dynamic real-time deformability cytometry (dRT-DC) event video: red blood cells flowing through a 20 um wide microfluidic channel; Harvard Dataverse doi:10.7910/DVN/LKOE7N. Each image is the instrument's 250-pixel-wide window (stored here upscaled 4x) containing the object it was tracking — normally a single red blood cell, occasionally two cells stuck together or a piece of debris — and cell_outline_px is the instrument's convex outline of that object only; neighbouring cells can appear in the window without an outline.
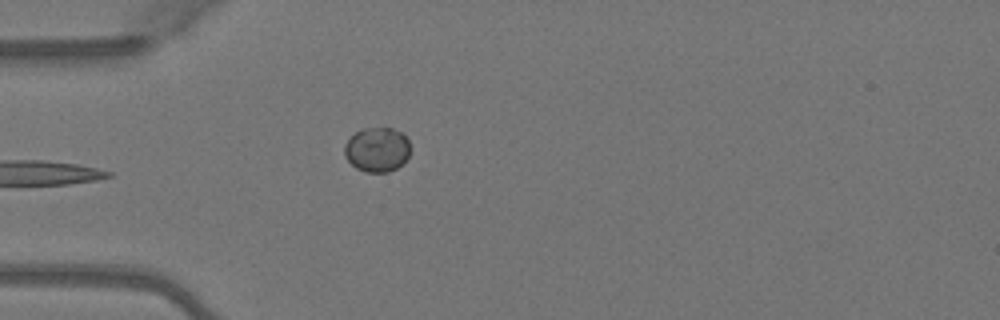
{"species": "Egyptian fruit bat (a non-hibernating species)", "species_latin": "Rousettus aegyptiacus", "temperature_condition": "warm", "stored_images_in_passage": 2, "camera_frame_rate_fps": 3000, "um_per_image_px": 0.085, "animal": {"sex": "female"}, "frame": {"image": 1, "passage_image": 2, "time_ms": 0.333, "image_size_px": [1000, 320], "cell_outline_px": [[408, 156], [396, 168], [388, 172], [364, 172], [356, 168], [344, 156], [344, 144], [360, 128], [392, 128], [400, 132], [408, 140]], "centroid_in_image_um": [32.01, 12.71], "position_along_channel_um": 53.0, "area_um2": 16.88}}